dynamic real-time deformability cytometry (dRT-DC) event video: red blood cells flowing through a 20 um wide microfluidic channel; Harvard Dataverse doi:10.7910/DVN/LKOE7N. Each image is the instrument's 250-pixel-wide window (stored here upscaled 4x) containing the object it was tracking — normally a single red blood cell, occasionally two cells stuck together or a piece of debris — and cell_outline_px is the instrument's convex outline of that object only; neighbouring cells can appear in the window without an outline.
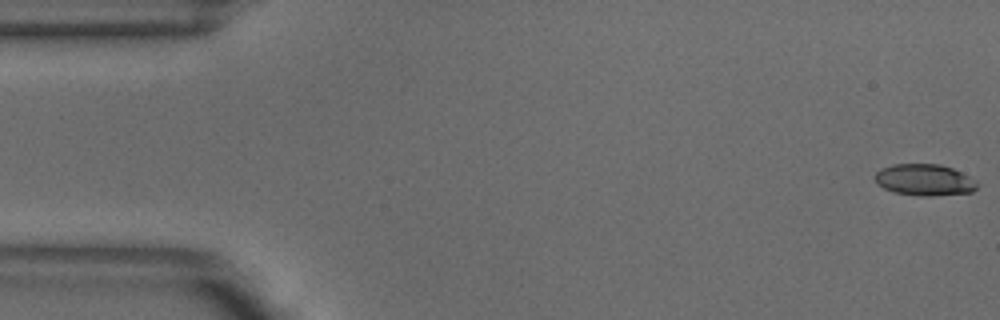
{"species": "common noctule bat (a hibernating species)", "species_latin": "Nyctalus noctula", "temperature_condition": "warm", "stored_images_in_passage": 52, "camera_frame_rate_fps": 3000, "um_per_image_px": 0.085, "animal": {"sex": "male", "body_mass_g": 18.8}, "frame": {"image": 1, "passage_image": 1, "time_ms": 0.0, "image_size_px": [1000, 320], "cell_outline_px": [[980, 184], [972, 192], [932, 196], [920, 196], [896, 192], [884, 188], [876, 184], [876, 172], [880, 168], [892, 164], [940, 164], [952, 168], [976, 180]], "centroid_in_image_um": [78.59, 15.29], "position_along_channel_um": 6.4, "area_um2": 18.79}}
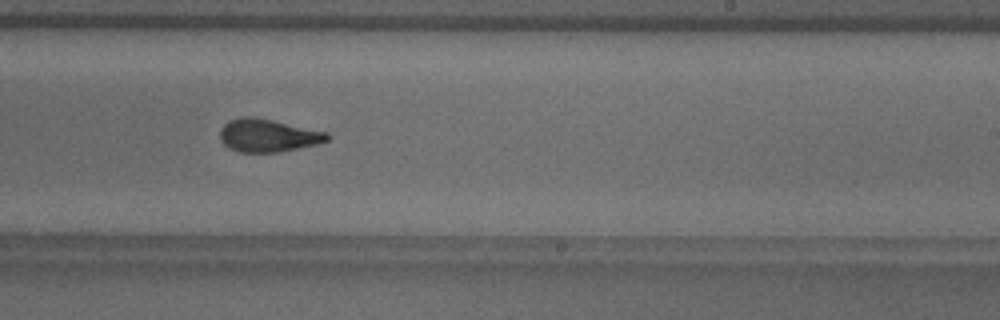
{"frame": {"image": 2, "passage_image": 31, "time_ms": 10.0, "image_size_px": [1000, 320], "cell_outline_px": [[332, 136], [328, 140], [320, 144], [280, 152], [240, 152], [228, 148], [220, 140], [220, 132], [224, 124], [228, 120], [244, 116], [252, 116], [328, 132]], "centroid_in_image_um": [22.8, 11.52], "position_along_channel_um": 266.2, "area_um2": 20.69}}
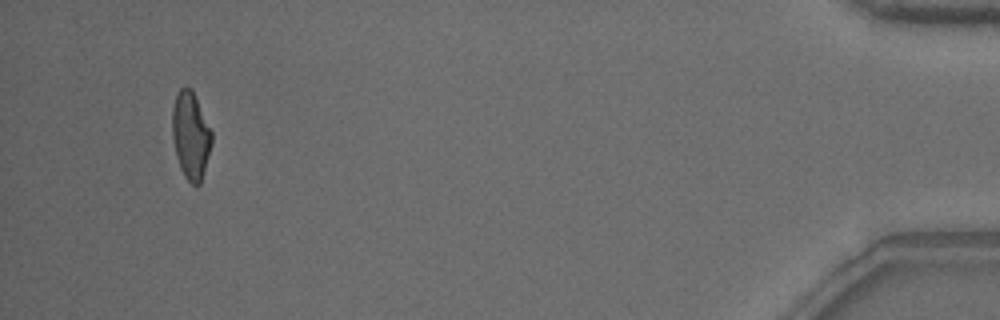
{"frame": {"image": 3, "passage_image": 49, "time_ms": 16.0, "image_size_px": [1000, 320], "cell_outline_px": [[212, 144], [200, 184], [196, 188], [184, 176], [180, 168], [176, 156], [172, 136], [172, 108], [176, 96], [180, 88], [192, 88], [212, 132]], "centroid_in_image_um": [16.21, 11.53], "position_along_channel_um": 419.0, "area_um2": 20.11}, "authors_computed_cell_mechanics": {"area_um2": 20.3745, "velocity_mm_per_s": 3.8902, "shape_relaxation_time_tau1_ms": 7.6425, "shape_relaxation_time_tau2_ms": 1.8901, "deformation_change_tau1": 0.2164, "deformation_change_tau2": 0.0983}}